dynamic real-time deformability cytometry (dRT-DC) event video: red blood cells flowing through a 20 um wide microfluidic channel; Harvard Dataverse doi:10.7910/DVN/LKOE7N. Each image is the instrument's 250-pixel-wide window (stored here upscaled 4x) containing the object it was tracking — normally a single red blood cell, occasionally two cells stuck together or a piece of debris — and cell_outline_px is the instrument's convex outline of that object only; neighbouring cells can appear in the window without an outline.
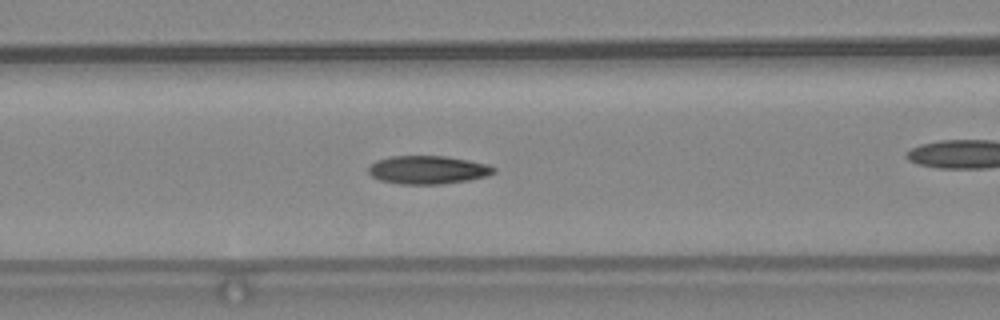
{"species": "common noctule bat (a hibernating species)", "species_latin": "Nyctalus noctula", "temperature_condition": "warm", "stored_images_in_passage": 26, "camera_frame_rate_fps": 3000, "um_per_image_px": 0.085, "animal": {"sex": "female", "body_mass_g": 24.6, "forearm_length_mm": 56.2}, "frame": {"image": 1, "passage_image": 5, "time_ms": 1.333, "image_size_px": [1000, 320], "cell_outline_px": [[496, 172], [488, 176], [468, 180], [440, 184], [400, 184], [380, 180], [372, 176], [368, 172], [368, 168], [376, 160], [392, 156], [448, 156], [488, 164], [496, 168]], "centroid_in_image_um": [36.39, 14.43], "position_along_channel_um": 130.2, "area_um2": 20.69}}